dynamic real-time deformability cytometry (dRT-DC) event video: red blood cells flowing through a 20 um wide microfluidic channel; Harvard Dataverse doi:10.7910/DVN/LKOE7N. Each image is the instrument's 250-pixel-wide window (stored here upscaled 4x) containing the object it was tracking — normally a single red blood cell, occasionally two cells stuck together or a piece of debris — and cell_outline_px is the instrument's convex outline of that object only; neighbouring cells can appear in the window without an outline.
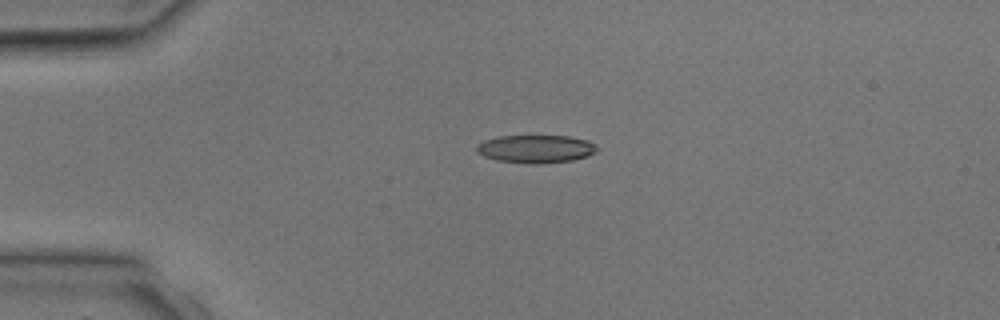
{"species": "common noctule bat (a hibernating species)", "species_latin": "Nyctalus noctula", "temperature_condition": "room temperature", "stored_images_in_passage": 2, "camera_frame_rate_fps": 3000, "um_per_image_px": 0.085, "animal": {"sex": "male", "body_mass_g": 17.9, "forearm_length_mm": 54.2}, "frame": {"image": 1, "passage_image": 2, "time_ms": 1.0, "image_size_px": [1000, 320], "cell_outline_px": [[600, 148], [596, 152], [588, 156], [572, 160], [540, 164], [528, 164], [500, 160], [484, 156], [476, 152], [476, 144], [484, 140], [500, 136], [568, 136], [588, 140], [596, 144]], "centroid_in_image_um": [45.58, 12.65], "position_along_channel_um": 39.4, "area_um2": 19.77}}